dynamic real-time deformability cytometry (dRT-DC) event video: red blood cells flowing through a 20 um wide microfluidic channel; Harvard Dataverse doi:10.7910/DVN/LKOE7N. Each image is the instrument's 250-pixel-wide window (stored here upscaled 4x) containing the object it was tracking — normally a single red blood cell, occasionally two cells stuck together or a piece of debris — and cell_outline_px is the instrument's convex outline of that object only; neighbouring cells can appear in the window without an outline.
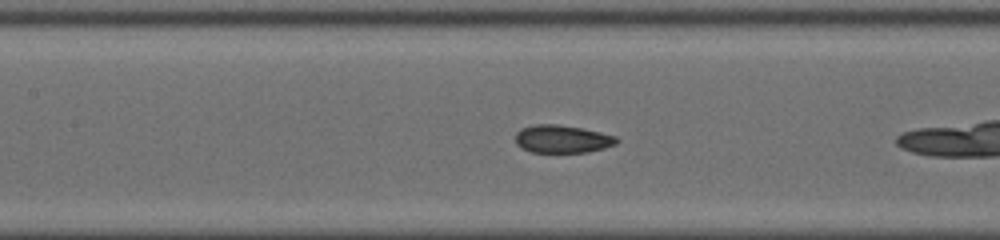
{"species": "common noctule bat (a hibernating species)", "species_latin": "Nyctalus noctula", "temperature_condition": "cold", "stored_images_in_passage": 26, "camera_frame_rate_fps": 3000, "um_per_image_px": 0.085, "animal": {"sex": "male", "body_mass_g": 19.0, "forearm_length_mm": 50.8}, "frame": {"image": 1, "passage_image": 9, "time_ms": 2.667, "image_size_px": [1000, 240], "cell_outline_px": [[620, 140], [616, 144], [604, 148], [588, 152], [532, 152], [516, 144], [516, 132], [520, 128], [532, 124], [560, 124], [600, 132], [616, 136]], "centroid_in_image_um": [47.79, 11.8], "position_along_channel_um": 159.6, "area_um2": 16.47}}
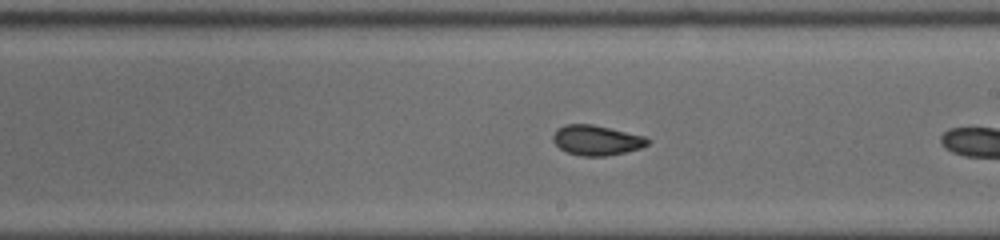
{"frame": {"image": 2, "passage_image": 15, "time_ms": 4.667, "image_size_px": [1000, 240], "cell_outline_px": [[652, 140], [648, 144], [640, 148], [624, 152], [604, 156], [580, 156], [568, 152], [560, 148], [552, 140], [552, 136], [556, 128], [564, 124], [592, 124], [644, 136]], "centroid_in_image_um": [50.68, 11.91], "position_along_channel_um": 238.3, "area_um2": 16.53}}
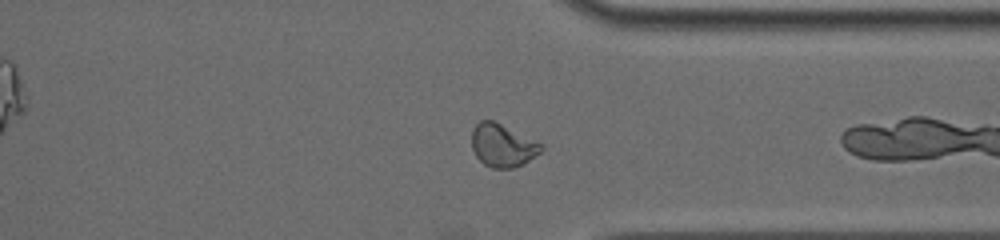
{"frame": {"image": 3, "passage_image": 25, "time_ms": 8.0, "image_size_px": [1000, 240], "cell_outline_px": [[544, 148], [540, 152], [528, 160], [512, 168], [492, 168], [484, 164], [476, 156], [472, 148], [472, 128], [480, 120], [492, 120], [544, 144]], "centroid_in_image_um": [42.7, 12.35], "position_along_channel_um": 368.7, "area_um2": 17.17}}